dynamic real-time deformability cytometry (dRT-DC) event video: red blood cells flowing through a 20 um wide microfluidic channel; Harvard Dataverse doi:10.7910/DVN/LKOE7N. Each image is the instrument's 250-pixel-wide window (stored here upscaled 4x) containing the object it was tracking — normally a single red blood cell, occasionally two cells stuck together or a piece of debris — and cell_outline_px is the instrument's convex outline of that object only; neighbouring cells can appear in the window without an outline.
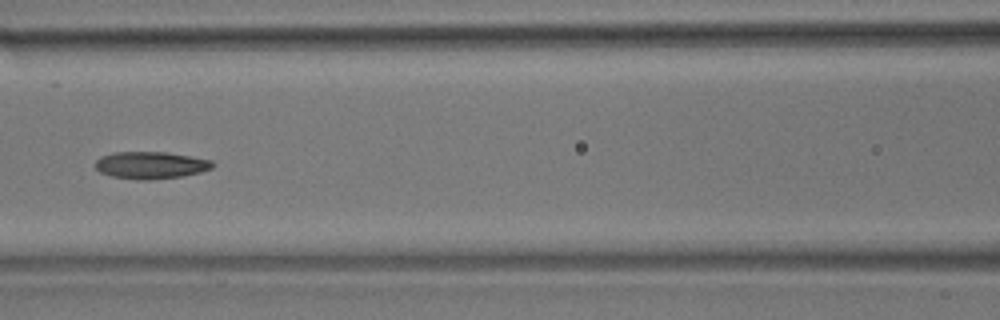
{"species": "common noctule bat (a hibernating species)", "species_latin": "Nyctalus noctula", "temperature_condition": "room temperature", "stored_images_in_passage": 9, "camera_frame_rate_fps": 3000, "um_per_image_px": 0.085, "animal": {"sex": "male", "body_mass_g": 17.9}, "frame": {"image": 1, "passage_image": 6, "time_ms": 1.667, "image_size_px": [1000, 320], "cell_outline_px": [[216, 164], [212, 168], [200, 172], [184, 176], [148, 180], [136, 180], [112, 176], [100, 172], [96, 168], [96, 160], [100, 156], [116, 152], [164, 152], [212, 160]], "centroid_in_image_um": [12.82, 14.04], "position_along_channel_um": 153.8, "area_um2": 18.55}}
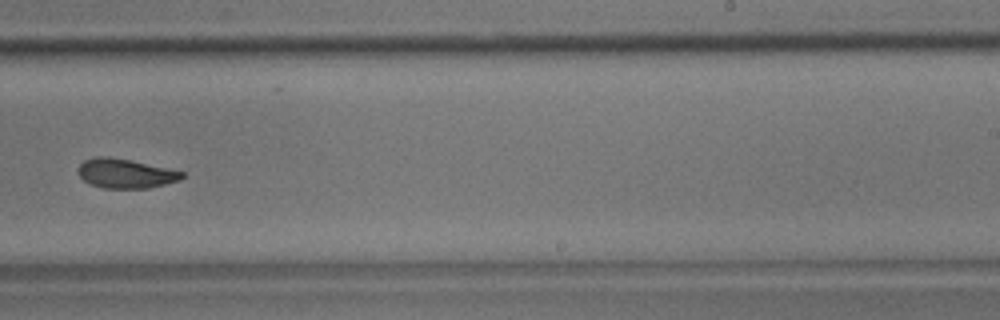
{"frame": {"image": 2, "passage_image": 9, "time_ms": 2.667, "image_size_px": [1000, 320], "cell_outline_px": [[184, 176], [180, 180], [148, 188], [104, 188], [92, 184], [84, 180], [76, 172], [80, 164], [84, 160], [96, 156], [108, 156], [128, 160], [184, 172]], "centroid_in_image_um": [10.63, 14.74], "position_along_channel_um": 278.4, "area_um2": 17.51}}